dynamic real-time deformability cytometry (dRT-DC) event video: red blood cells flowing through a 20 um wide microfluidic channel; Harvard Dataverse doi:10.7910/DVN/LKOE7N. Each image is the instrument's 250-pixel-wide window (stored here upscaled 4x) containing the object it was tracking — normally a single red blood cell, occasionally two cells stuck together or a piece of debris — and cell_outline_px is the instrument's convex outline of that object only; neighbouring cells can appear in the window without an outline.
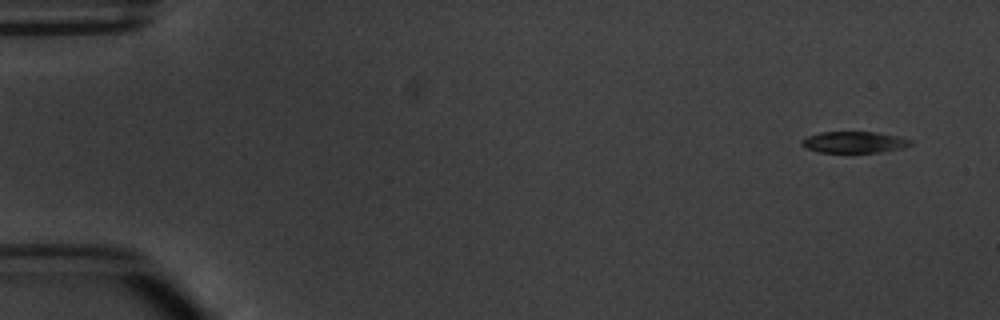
{"species": "common noctule bat (a hibernating species)", "species_latin": "Nyctalus noctula", "temperature_condition": "warm", "stored_images_in_passage": 8, "camera_frame_rate_fps": 3000, "um_per_image_px": 0.085, "animal": {"sex": "male", "body_mass_g": 20.1, "forearm_length_mm": 53.5}, "frame": {"image": 1, "passage_image": 1, "time_ms": 0.0, "image_size_px": [1000, 320], "cell_outline_px": [[912, 144], [900, 148], [880, 152], [820, 152], [808, 148], [800, 144], [800, 140], [808, 136], [820, 132], [876, 132], [896, 136], [912, 140]], "centroid_in_image_um": [72.58, 12.08], "position_along_channel_um": 12.4, "area_um2": 13.35}}
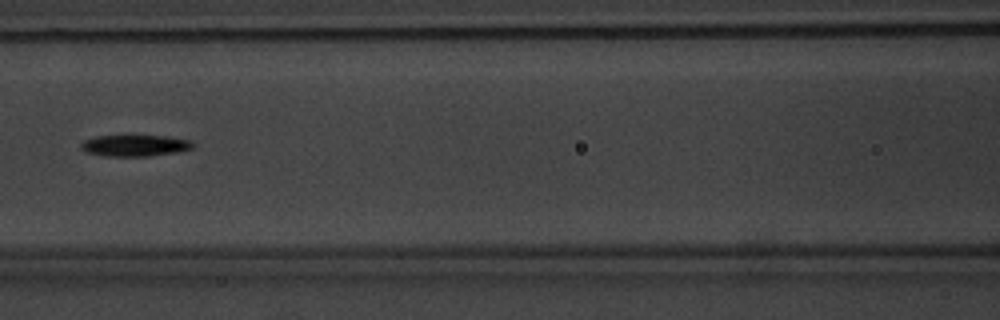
{"frame": {"image": 2, "passage_image": 7, "time_ms": 7.0, "image_size_px": [1000, 320], "cell_outline_px": [[196, 144], [192, 148], [180, 152], [148, 156], [108, 156], [88, 152], [80, 148], [80, 144], [84, 140], [96, 136], [164, 136], [192, 140]], "centroid_in_image_um": [11.52, 12.37], "position_along_channel_um": 155.1, "area_um2": 13.93}}
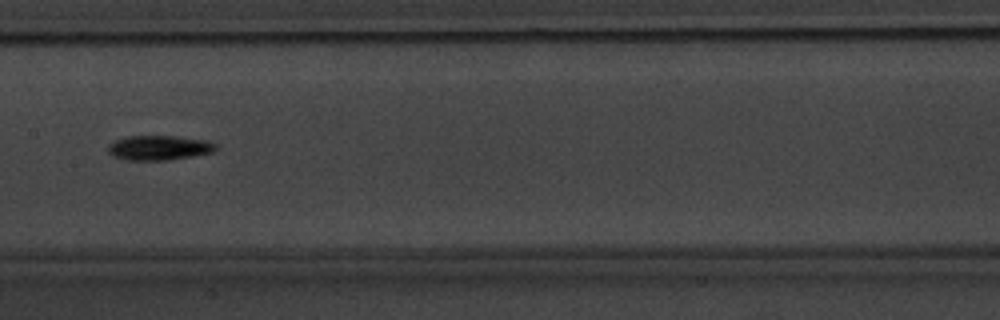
{"frame": {"image": 3, "passage_image": 8, "time_ms": 8.0, "image_size_px": [1000, 320], "cell_outline_px": [[216, 148], [212, 152], [192, 156], [168, 160], [124, 160], [112, 156], [108, 152], [108, 144], [116, 140], [128, 136], [176, 136], [208, 140], [216, 144]], "centroid_in_image_um": [13.49, 12.56], "position_along_channel_um": 193.9, "area_um2": 15.55}}